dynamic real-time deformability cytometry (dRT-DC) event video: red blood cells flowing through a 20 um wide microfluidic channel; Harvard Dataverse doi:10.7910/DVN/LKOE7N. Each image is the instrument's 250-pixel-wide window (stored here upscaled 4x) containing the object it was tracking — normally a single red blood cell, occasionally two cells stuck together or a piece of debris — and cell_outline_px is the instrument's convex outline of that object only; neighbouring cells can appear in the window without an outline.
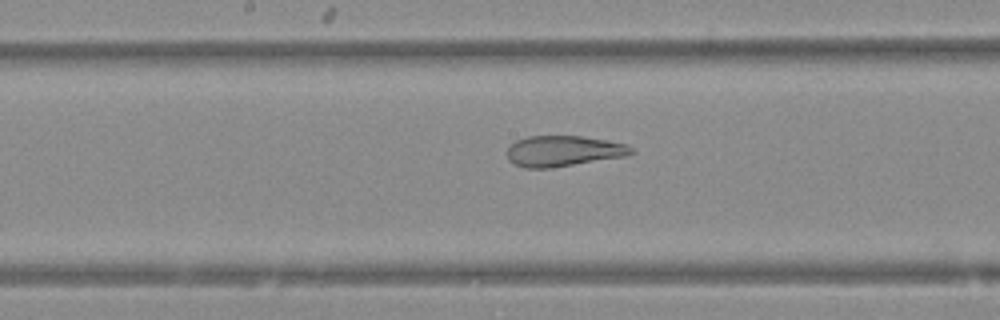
{"species": "Egyptian fruit bat (a non-hibernating species)", "species_latin": "Rousettus aegyptiacus", "temperature_condition": "warm", "stored_images_in_passage": 28, "camera_frame_rate_fps": 3000, "um_per_image_px": 0.085, "animal": {"sex": "female"}, "frame": {"image": 1, "passage_image": 14, "time_ms": 4.333, "image_size_px": [1000, 320], "cell_outline_px": [[636, 152], [628, 156], [548, 168], [524, 168], [512, 164], [508, 160], [508, 148], [516, 140], [528, 136], [580, 136], [608, 140], [628, 144]], "centroid_in_image_um": [47.91, 12.84], "position_along_channel_um": 200.3, "area_um2": 22.37}}
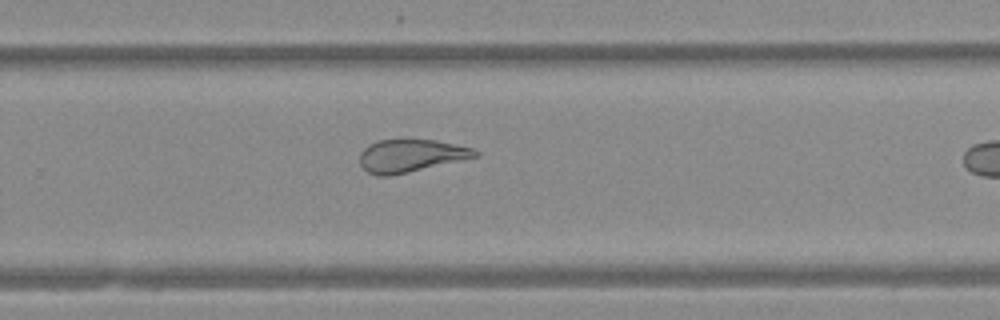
{"frame": {"image": 2, "passage_image": 21, "time_ms": 6.667, "image_size_px": [1000, 320], "cell_outline_px": [[480, 156], [464, 160], [408, 172], [388, 176], [376, 176], [368, 172], [360, 164], [360, 152], [368, 144], [376, 140], [436, 140], [472, 148], [480, 152]], "centroid_in_image_um": [34.92, 13.24], "position_along_channel_um": 294.9, "area_um2": 22.02}}
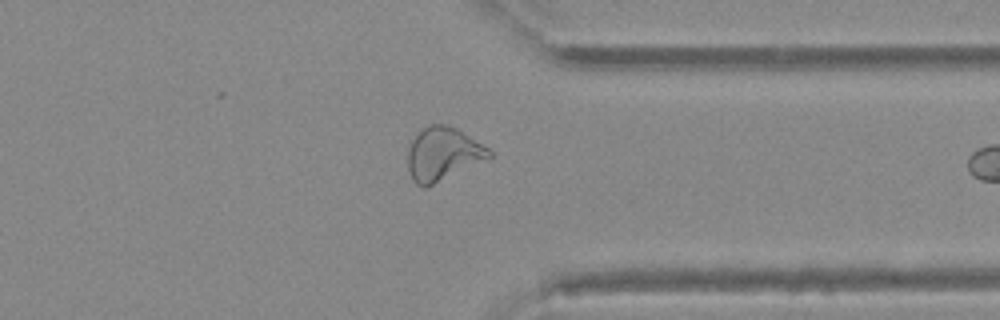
{"frame": {"image": 3, "passage_image": 27, "time_ms": 8.667, "image_size_px": [1000, 320], "cell_outline_px": [[492, 156], [424, 188], [416, 184], [412, 180], [408, 168], [408, 148], [412, 140], [424, 128], [432, 124], [448, 124], [456, 128], [488, 148], [492, 152]], "centroid_in_image_um": [37.61, 13.08], "position_along_channel_um": 373.8, "area_um2": 24.62}}